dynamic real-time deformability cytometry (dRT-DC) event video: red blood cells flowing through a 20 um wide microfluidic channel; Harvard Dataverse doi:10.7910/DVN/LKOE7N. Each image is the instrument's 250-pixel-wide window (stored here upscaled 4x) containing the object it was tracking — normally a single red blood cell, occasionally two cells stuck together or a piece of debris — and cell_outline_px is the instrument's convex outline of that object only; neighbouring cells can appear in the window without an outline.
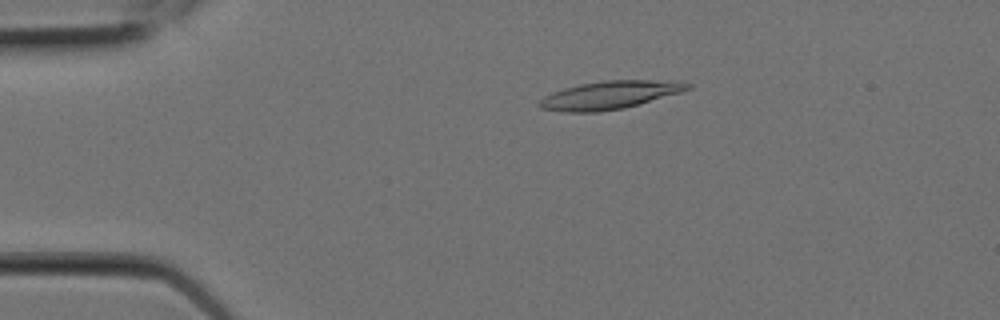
{"species": "Egyptian fruit bat (a non-hibernating species)", "species_latin": "Rousettus aegyptiacus", "temperature_condition": "room temperature", "stored_images_in_passage": 5, "camera_frame_rate_fps": 3000, "um_per_image_px": 0.085, "animal": {"sex": "female"}, "frame": {"image": 1, "passage_image": 1, "time_ms": 0.0, "image_size_px": [1000, 320], "cell_outline_px": [[692, 88], [680, 92], [624, 108], [596, 112], [564, 112], [540, 108], [536, 104], [544, 96], [552, 92], [564, 88], [580, 84], [604, 80], [684, 80], [692, 84]], "centroid_in_image_um": [51.85, 8.06], "position_along_channel_um": 33.2, "area_um2": 24.39}}
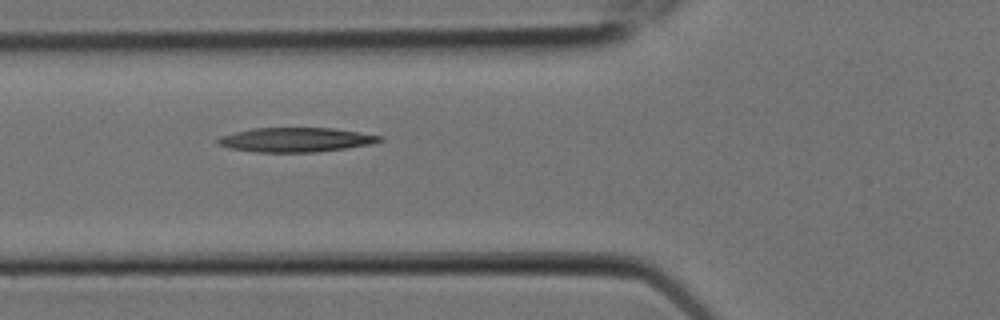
{"frame": {"image": 2, "passage_image": 4, "time_ms": 1.0, "image_size_px": [1000, 320], "cell_outline_px": [[384, 140], [372, 144], [316, 152], [252, 152], [228, 148], [216, 144], [216, 140], [220, 136], [252, 128], [332, 128], [384, 136]], "centroid_in_image_um": [25.12, 11.88], "position_along_channel_um": 100.7, "area_um2": 23.06}}
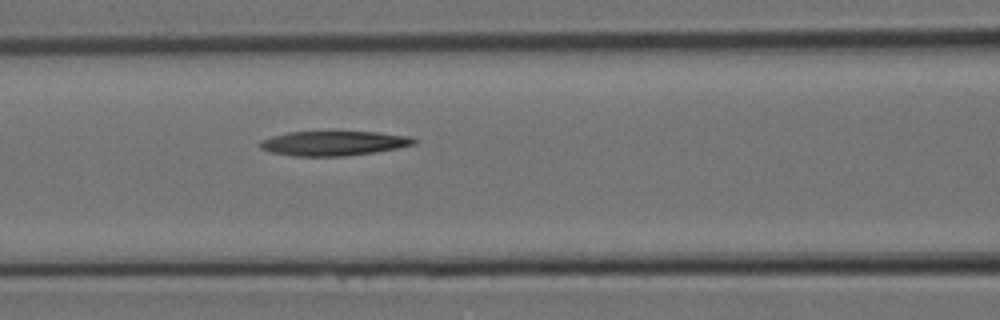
{"frame": {"image": 3, "passage_image": 5, "time_ms": 1.333, "image_size_px": [1000, 320], "cell_outline_px": [[416, 144], [376, 152], [344, 156], [292, 156], [272, 152], [260, 148], [260, 140], [272, 136], [288, 132], [332, 128], [376, 132], [412, 136], [416, 140]], "centroid_in_image_um": [28.36, 12.12], "position_along_channel_um": 138.2, "area_um2": 23.29}}